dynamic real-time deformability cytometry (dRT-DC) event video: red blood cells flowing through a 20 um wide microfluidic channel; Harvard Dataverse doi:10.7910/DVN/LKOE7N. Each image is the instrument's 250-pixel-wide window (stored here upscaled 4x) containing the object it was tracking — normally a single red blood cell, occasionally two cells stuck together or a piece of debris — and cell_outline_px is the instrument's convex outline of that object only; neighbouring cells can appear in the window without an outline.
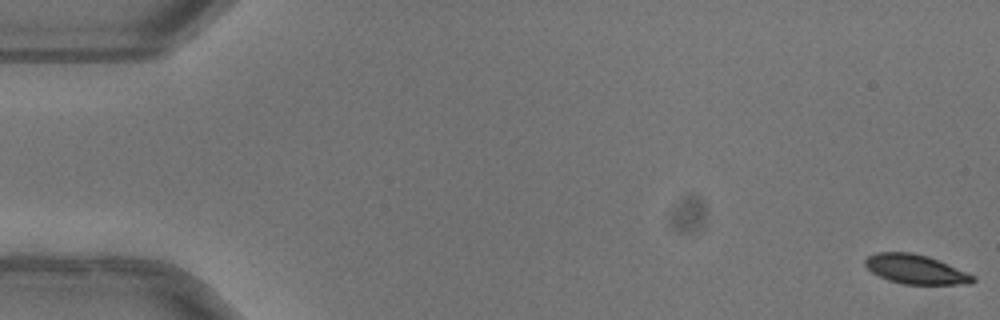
{"species": "common noctule bat (a hibernating species)", "species_latin": "Nyctalus noctula", "temperature_condition": "warm", "stored_images_in_passage": 53, "camera_frame_rate_fps": 3000, "um_per_image_px": 0.085, "animal": {"sex": "female"}, "frame": {"image": 1, "passage_image": 1, "time_ms": 0.0, "image_size_px": [1000, 320], "cell_outline_px": [[976, 280], [972, 284], [904, 284], [888, 280], [872, 272], [864, 264], [864, 260], [868, 256], [876, 252], [912, 252], [928, 256], [948, 264], [976, 276]], "centroid_in_image_um": [77.84, 22.89], "position_along_channel_um": 7.2, "area_um2": 18.44}}
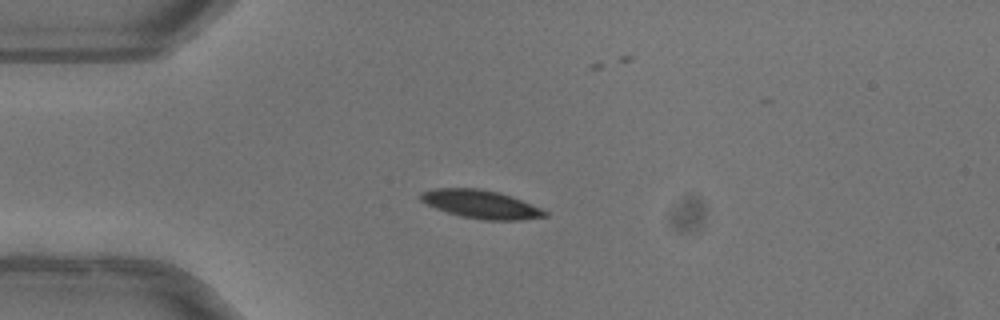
{"frame": {"image": 2, "passage_image": 14, "time_ms": 4.333, "image_size_px": [1000, 320], "cell_outline_px": [[548, 216], [520, 220], [484, 220], [460, 216], [436, 208], [420, 200], [420, 192], [436, 188], [476, 188], [500, 192], [512, 196], [540, 208], [548, 212]], "centroid_in_image_um": [40.89, 17.36], "position_along_channel_um": 44.1, "area_um2": 20.4}}
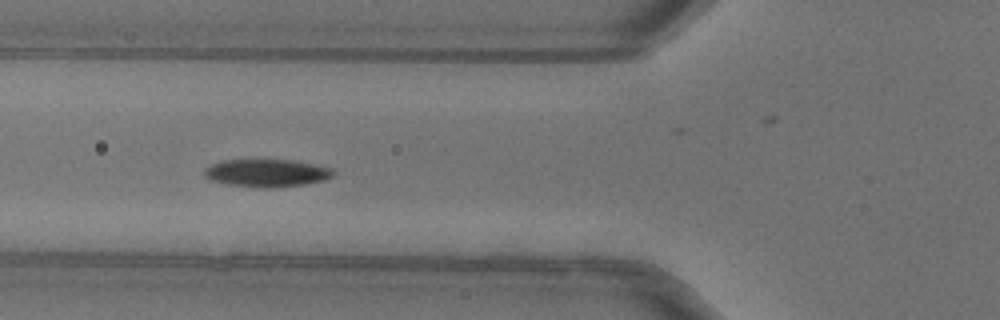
{"frame": {"image": 3, "passage_image": 20, "time_ms": 6.333, "image_size_px": [1000, 320], "cell_outline_px": [[332, 176], [324, 180], [304, 184], [272, 188], [264, 188], [228, 184], [212, 180], [204, 176], [204, 168], [212, 164], [224, 160], [292, 160], [332, 168]], "centroid_in_image_um": [22.64, 14.7], "position_along_channel_um": 103.2, "area_um2": 20.52}, "authors_computed_cell_mechanics": {"area_um2": 20.23, "velocity_mm_per_s": 4.0339, "shape_relaxation_time_tau1_ms": 3.5338, "shape_relaxation_time_tau2_ms": 4.1165, "deformation_change_tau1": 0.1442, "deformation_change_tau2": 0.0785}}